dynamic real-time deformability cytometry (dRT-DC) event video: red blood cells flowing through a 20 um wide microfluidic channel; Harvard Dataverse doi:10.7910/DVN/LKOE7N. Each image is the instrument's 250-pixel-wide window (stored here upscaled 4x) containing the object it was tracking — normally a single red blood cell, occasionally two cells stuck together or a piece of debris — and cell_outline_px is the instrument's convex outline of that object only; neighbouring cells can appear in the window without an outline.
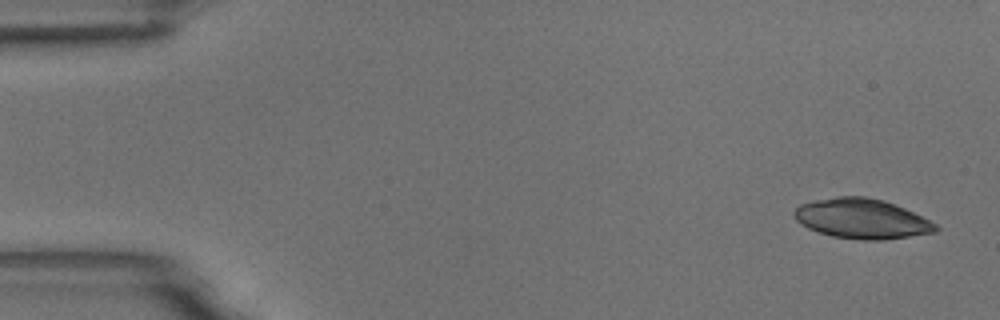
{"species": "common noctule bat (a hibernating species)", "species_latin": "Nyctalus noctula", "temperature_condition": "room temperature", "stored_images_in_passage": 53, "camera_frame_rate_fps": 3000, "um_per_image_px": 0.085, "animal": {"sex": "male", "body_mass_g": 18.8}, "frame": {"image": 1, "passage_image": 2, "time_ms": 0.333, "image_size_px": [1000, 320], "cell_outline_px": [[940, 228], [936, 232], [884, 240], [864, 240], [832, 236], [808, 228], [800, 224], [792, 216], [792, 212], [800, 204], [816, 200], [836, 196], [868, 196], [884, 200], [904, 208], [936, 224]], "centroid_in_image_um": [73.23, 18.58], "position_along_channel_um": 11.8, "area_um2": 32.89}}